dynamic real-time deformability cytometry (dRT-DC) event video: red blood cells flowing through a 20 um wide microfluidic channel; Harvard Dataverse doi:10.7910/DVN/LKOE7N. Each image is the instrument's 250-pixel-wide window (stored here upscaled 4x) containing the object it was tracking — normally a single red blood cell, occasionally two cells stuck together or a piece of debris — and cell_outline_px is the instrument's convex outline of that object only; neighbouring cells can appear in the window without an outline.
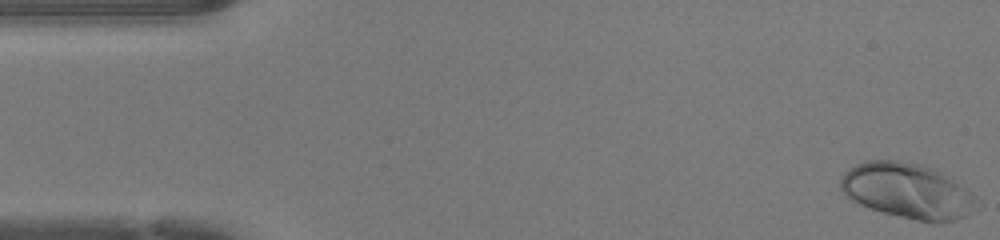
{"species": "human", "species_latin": "Homo sapiens", "temperature_condition": "warm", "stored_images_in_passage": 47, "camera_frame_rate_fps": 3000, "um_per_image_px": 0.085, "donor": {"sex": "female"}, "frame": {"image": 1, "passage_image": 1, "time_ms": 0.0, "image_size_px": [1000, 240], "cell_outline_px": [[984, 204], [980, 208], [956, 220], [936, 224], [916, 220], [884, 212], [860, 204], [852, 200], [840, 188], [840, 176], [848, 168], [864, 160], [900, 160], [920, 164], [932, 168], [972, 192]], "centroid_in_image_um": [77.19, 16.23], "position_along_channel_um": 7.8, "area_um2": 44.22}}
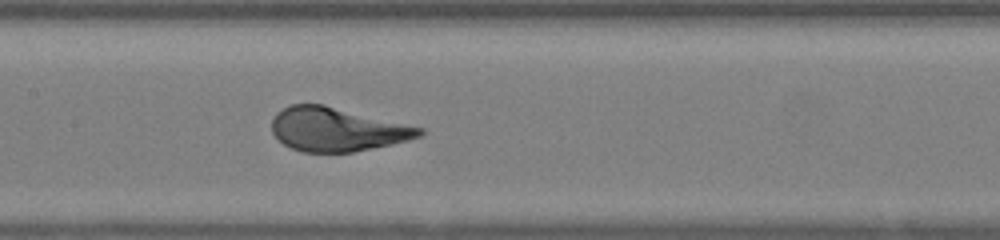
{"frame": {"image": 2, "passage_image": 22, "time_ms": 7.0, "image_size_px": [1000, 240], "cell_outline_px": [[424, 136], [408, 140], [352, 152], [304, 152], [292, 148], [284, 144], [272, 132], [272, 120], [276, 112], [292, 104], [324, 104], [424, 128]], "centroid_in_image_um": [28.65, 10.99], "position_along_channel_um": 178.7, "area_um2": 37.45}}
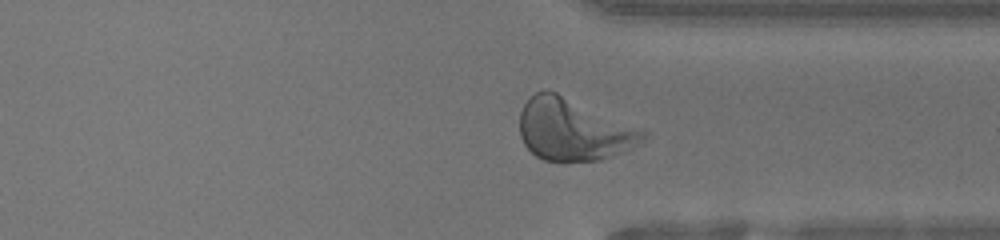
{"frame": {"image": 3, "passage_image": 35, "time_ms": 11.333, "image_size_px": [1000, 240], "cell_outline_px": [[648, 136], [640, 144], [624, 152], [600, 160], [544, 160], [536, 156], [524, 144], [520, 136], [520, 112], [524, 104], [536, 92], [556, 92], [640, 128], [648, 132]], "centroid_in_image_um": [48.77, 11.04], "position_along_channel_um": 362.6, "area_um2": 43.99}}